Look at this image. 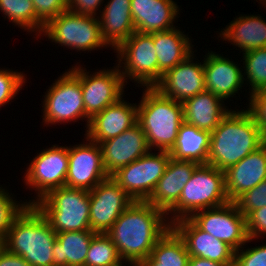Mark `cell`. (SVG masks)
Returning <instances> with one entry per match:
<instances>
[{
  "label": "cell",
  "instance_id": "ba28073f",
  "mask_svg": "<svg viewBox=\"0 0 266 266\" xmlns=\"http://www.w3.org/2000/svg\"><path fill=\"white\" fill-rule=\"evenodd\" d=\"M48 40H52L69 49L92 51L108 47L103 41L98 16L76 14L70 10L50 19L42 31Z\"/></svg>",
  "mask_w": 266,
  "mask_h": 266
},
{
  "label": "cell",
  "instance_id": "d4e9b609",
  "mask_svg": "<svg viewBox=\"0 0 266 266\" xmlns=\"http://www.w3.org/2000/svg\"><path fill=\"white\" fill-rule=\"evenodd\" d=\"M184 121L198 129L212 132L221 120L231 111L224 104L223 99L204 91L183 103Z\"/></svg>",
  "mask_w": 266,
  "mask_h": 266
},
{
  "label": "cell",
  "instance_id": "44dd1931",
  "mask_svg": "<svg viewBox=\"0 0 266 266\" xmlns=\"http://www.w3.org/2000/svg\"><path fill=\"white\" fill-rule=\"evenodd\" d=\"M226 193L234 202L244 192L266 180V142L224 171Z\"/></svg>",
  "mask_w": 266,
  "mask_h": 266
},
{
  "label": "cell",
  "instance_id": "ac0fdd59",
  "mask_svg": "<svg viewBox=\"0 0 266 266\" xmlns=\"http://www.w3.org/2000/svg\"><path fill=\"white\" fill-rule=\"evenodd\" d=\"M192 53L183 62L168 70L155 86L164 96L183 103L185 100L206 91L204 65L194 63Z\"/></svg>",
  "mask_w": 266,
  "mask_h": 266
},
{
  "label": "cell",
  "instance_id": "3957f363",
  "mask_svg": "<svg viewBox=\"0 0 266 266\" xmlns=\"http://www.w3.org/2000/svg\"><path fill=\"white\" fill-rule=\"evenodd\" d=\"M56 232L35 205H27L14 219L3 247L21 256L31 266H54Z\"/></svg>",
  "mask_w": 266,
  "mask_h": 266
},
{
  "label": "cell",
  "instance_id": "ffe728a7",
  "mask_svg": "<svg viewBox=\"0 0 266 266\" xmlns=\"http://www.w3.org/2000/svg\"><path fill=\"white\" fill-rule=\"evenodd\" d=\"M204 80L205 89L223 100L229 99L243 87V68L235 62L213 51L205 55Z\"/></svg>",
  "mask_w": 266,
  "mask_h": 266
},
{
  "label": "cell",
  "instance_id": "b9f144b4",
  "mask_svg": "<svg viewBox=\"0 0 266 266\" xmlns=\"http://www.w3.org/2000/svg\"><path fill=\"white\" fill-rule=\"evenodd\" d=\"M0 266H31L21 256L8 252L5 248L0 251Z\"/></svg>",
  "mask_w": 266,
  "mask_h": 266
},
{
  "label": "cell",
  "instance_id": "8d00e7d4",
  "mask_svg": "<svg viewBox=\"0 0 266 266\" xmlns=\"http://www.w3.org/2000/svg\"><path fill=\"white\" fill-rule=\"evenodd\" d=\"M36 16L46 24L68 10V0H32Z\"/></svg>",
  "mask_w": 266,
  "mask_h": 266
},
{
  "label": "cell",
  "instance_id": "4dcf8cb0",
  "mask_svg": "<svg viewBox=\"0 0 266 266\" xmlns=\"http://www.w3.org/2000/svg\"><path fill=\"white\" fill-rule=\"evenodd\" d=\"M0 11L8 20L27 32L42 34L44 23L36 16L32 0H0Z\"/></svg>",
  "mask_w": 266,
  "mask_h": 266
},
{
  "label": "cell",
  "instance_id": "4fadbf2b",
  "mask_svg": "<svg viewBox=\"0 0 266 266\" xmlns=\"http://www.w3.org/2000/svg\"><path fill=\"white\" fill-rule=\"evenodd\" d=\"M90 194V230L106 233L134 200L111 177L102 180Z\"/></svg>",
  "mask_w": 266,
  "mask_h": 266
},
{
  "label": "cell",
  "instance_id": "8fae6325",
  "mask_svg": "<svg viewBox=\"0 0 266 266\" xmlns=\"http://www.w3.org/2000/svg\"><path fill=\"white\" fill-rule=\"evenodd\" d=\"M25 172V184L38 194L29 200L28 205H34L49 191L65 186L68 171V146H56L43 149L29 163Z\"/></svg>",
  "mask_w": 266,
  "mask_h": 266
},
{
  "label": "cell",
  "instance_id": "e0dca14e",
  "mask_svg": "<svg viewBox=\"0 0 266 266\" xmlns=\"http://www.w3.org/2000/svg\"><path fill=\"white\" fill-rule=\"evenodd\" d=\"M183 239L190 257H199L223 264H234L235 250L227 243L201 230L190 218L171 224Z\"/></svg>",
  "mask_w": 266,
  "mask_h": 266
},
{
  "label": "cell",
  "instance_id": "7402d4cb",
  "mask_svg": "<svg viewBox=\"0 0 266 266\" xmlns=\"http://www.w3.org/2000/svg\"><path fill=\"white\" fill-rule=\"evenodd\" d=\"M179 6L173 0H131V15L136 32L152 34L174 26Z\"/></svg>",
  "mask_w": 266,
  "mask_h": 266
},
{
  "label": "cell",
  "instance_id": "74e56055",
  "mask_svg": "<svg viewBox=\"0 0 266 266\" xmlns=\"http://www.w3.org/2000/svg\"><path fill=\"white\" fill-rule=\"evenodd\" d=\"M249 95L250 102L247 110L254 117L263 139L266 141V90H260Z\"/></svg>",
  "mask_w": 266,
  "mask_h": 266
},
{
  "label": "cell",
  "instance_id": "cb8c5ba5",
  "mask_svg": "<svg viewBox=\"0 0 266 266\" xmlns=\"http://www.w3.org/2000/svg\"><path fill=\"white\" fill-rule=\"evenodd\" d=\"M99 12L102 39L115 51L136 31L131 15V0H108Z\"/></svg>",
  "mask_w": 266,
  "mask_h": 266
},
{
  "label": "cell",
  "instance_id": "5bb4252c",
  "mask_svg": "<svg viewBox=\"0 0 266 266\" xmlns=\"http://www.w3.org/2000/svg\"><path fill=\"white\" fill-rule=\"evenodd\" d=\"M125 81L118 65L89 74L81 67V89L86 115L91 119L107 106L118 102L124 93Z\"/></svg>",
  "mask_w": 266,
  "mask_h": 266
},
{
  "label": "cell",
  "instance_id": "52a82bcc",
  "mask_svg": "<svg viewBox=\"0 0 266 266\" xmlns=\"http://www.w3.org/2000/svg\"><path fill=\"white\" fill-rule=\"evenodd\" d=\"M51 84L43 101V122L47 125L84 119L86 130L90 118L85 113L81 89V66H73Z\"/></svg>",
  "mask_w": 266,
  "mask_h": 266
},
{
  "label": "cell",
  "instance_id": "8992f818",
  "mask_svg": "<svg viewBox=\"0 0 266 266\" xmlns=\"http://www.w3.org/2000/svg\"><path fill=\"white\" fill-rule=\"evenodd\" d=\"M34 205L56 233L91 231L88 190L63 186L49 191Z\"/></svg>",
  "mask_w": 266,
  "mask_h": 266
},
{
  "label": "cell",
  "instance_id": "83f0119b",
  "mask_svg": "<svg viewBox=\"0 0 266 266\" xmlns=\"http://www.w3.org/2000/svg\"><path fill=\"white\" fill-rule=\"evenodd\" d=\"M211 132L183 122L173 147L168 151L173 159L207 164Z\"/></svg>",
  "mask_w": 266,
  "mask_h": 266
},
{
  "label": "cell",
  "instance_id": "60d3db41",
  "mask_svg": "<svg viewBox=\"0 0 266 266\" xmlns=\"http://www.w3.org/2000/svg\"><path fill=\"white\" fill-rule=\"evenodd\" d=\"M103 0H68V10L81 15H98Z\"/></svg>",
  "mask_w": 266,
  "mask_h": 266
},
{
  "label": "cell",
  "instance_id": "f6af8a7d",
  "mask_svg": "<svg viewBox=\"0 0 266 266\" xmlns=\"http://www.w3.org/2000/svg\"><path fill=\"white\" fill-rule=\"evenodd\" d=\"M261 4L264 6L266 4V0H259ZM263 1V2H262ZM264 3V4H263Z\"/></svg>",
  "mask_w": 266,
  "mask_h": 266
},
{
  "label": "cell",
  "instance_id": "5b68a950",
  "mask_svg": "<svg viewBox=\"0 0 266 266\" xmlns=\"http://www.w3.org/2000/svg\"><path fill=\"white\" fill-rule=\"evenodd\" d=\"M228 202L224 171L209 164H199L185 184L179 201L166 213L167 220L172 224L190 218L195 212Z\"/></svg>",
  "mask_w": 266,
  "mask_h": 266
},
{
  "label": "cell",
  "instance_id": "7bdbcfd3",
  "mask_svg": "<svg viewBox=\"0 0 266 266\" xmlns=\"http://www.w3.org/2000/svg\"><path fill=\"white\" fill-rule=\"evenodd\" d=\"M188 266H234V264H223L211 261L209 259L190 257Z\"/></svg>",
  "mask_w": 266,
  "mask_h": 266
},
{
  "label": "cell",
  "instance_id": "4316f807",
  "mask_svg": "<svg viewBox=\"0 0 266 266\" xmlns=\"http://www.w3.org/2000/svg\"><path fill=\"white\" fill-rule=\"evenodd\" d=\"M223 30L218 37L237 46L244 53L266 47V20L260 15L244 14L236 17Z\"/></svg>",
  "mask_w": 266,
  "mask_h": 266
},
{
  "label": "cell",
  "instance_id": "e575fe53",
  "mask_svg": "<svg viewBox=\"0 0 266 266\" xmlns=\"http://www.w3.org/2000/svg\"><path fill=\"white\" fill-rule=\"evenodd\" d=\"M26 78L22 72L0 69V107L9 103L22 89Z\"/></svg>",
  "mask_w": 266,
  "mask_h": 266
},
{
  "label": "cell",
  "instance_id": "ee69618b",
  "mask_svg": "<svg viewBox=\"0 0 266 266\" xmlns=\"http://www.w3.org/2000/svg\"><path fill=\"white\" fill-rule=\"evenodd\" d=\"M3 240L0 238V251L3 249Z\"/></svg>",
  "mask_w": 266,
  "mask_h": 266
},
{
  "label": "cell",
  "instance_id": "603a6c76",
  "mask_svg": "<svg viewBox=\"0 0 266 266\" xmlns=\"http://www.w3.org/2000/svg\"><path fill=\"white\" fill-rule=\"evenodd\" d=\"M196 162L176 160L170 157L163 176L147 202L167 213L178 201L185 184L190 180Z\"/></svg>",
  "mask_w": 266,
  "mask_h": 266
},
{
  "label": "cell",
  "instance_id": "7c38bea8",
  "mask_svg": "<svg viewBox=\"0 0 266 266\" xmlns=\"http://www.w3.org/2000/svg\"><path fill=\"white\" fill-rule=\"evenodd\" d=\"M190 219L203 231L227 243L235 251L244 249L248 237L246 217L239 212L235 202L195 212Z\"/></svg>",
  "mask_w": 266,
  "mask_h": 266
},
{
  "label": "cell",
  "instance_id": "9a60e30c",
  "mask_svg": "<svg viewBox=\"0 0 266 266\" xmlns=\"http://www.w3.org/2000/svg\"><path fill=\"white\" fill-rule=\"evenodd\" d=\"M85 139L88 142L68 147L69 164L65 186L90 191L109 175L103 166L100 144L87 137Z\"/></svg>",
  "mask_w": 266,
  "mask_h": 266
},
{
  "label": "cell",
  "instance_id": "f1b7e54d",
  "mask_svg": "<svg viewBox=\"0 0 266 266\" xmlns=\"http://www.w3.org/2000/svg\"><path fill=\"white\" fill-rule=\"evenodd\" d=\"M94 231H68L56 233L53 244L54 266H85Z\"/></svg>",
  "mask_w": 266,
  "mask_h": 266
},
{
  "label": "cell",
  "instance_id": "d6a6232c",
  "mask_svg": "<svg viewBox=\"0 0 266 266\" xmlns=\"http://www.w3.org/2000/svg\"><path fill=\"white\" fill-rule=\"evenodd\" d=\"M243 79L250 84L251 93L266 90V47L243 53ZM245 65V66H244ZM246 76V78H244Z\"/></svg>",
  "mask_w": 266,
  "mask_h": 266
},
{
  "label": "cell",
  "instance_id": "1f68e13d",
  "mask_svg": "<svg viewBox=\"0 0 266 266\" xmlns=\"http://www.w3.org/2000/svg\"><path fill=\"white\" fill-rule=\"evenodd\" d=\"M124 263L117 247L106 233H96L92 237L85 266H125Z\"/></svg>",
  "mask_w": 266,
  "mask_h": 266
},
{
  "label": "cell",
  "instance_id": "836d02e7",
  "mask_svg": "<svg viewBox=\"0 0 266 266\" xmlns=\"http://www.w3.org/2000/svg\"><path fill=\"white\" fill-rule=\"evenodd\" d=\"M0 187V238L5 239L14 219L23 211L28 205L27 202H20L13 200L6 189Z\"/></svg>",
  "mask_w": 266,
  "mask_h": 266
},
{
  "label": "cell",
  "instance_id": "f546056e",
  "mask_svg": "<svg viewBox=\"0 0 266 266\" xmlns=\"http://www.w3.org/2000/svg\"><path fill=\"white\" fill-rule=\"evenodd\" d=\"M189 258L183 239L171 227L137 266H188Z\"/></svg>",
  "mask_w": 266,
  "mask_h": 266
},
{
  "label": "cell",
  "instance_id": "d590c367",
  "mask_svg": "<svg viewBox=\"0 0 266 266\" xmlns=\"http://www.w3.org/2000/svg\"><path fill=\"white\" fill-rule=\"evenodd\" d=\"M239 212L247 217L252 211L266 206V180L240 195L235 201Z\"/></svg>",
  "mask_w": 266,
  "mask_h": 266
},
{
  "label": "cell",
  "instance_id": "d6986e66",
  "mask_svg": "<svg viewBox=\"0 0 266 266\" xmlns=\"http://www.w3.org/2000/svg\"><path fill=\"white\" fill-rule=\"evenodd\" d=\"M138 121V106L123 98L95 114L89 122L85 136L100 144L126 131Z\"/></svg>",
  "mask_w": 266,
  "mask_h": 266
},
{
  "label": "cell",
  "instance_id": "f35d334b",
  "mask_svg": "<svg viewBox=\"0 0 266 266\" xmlns=\"http://www.w3.org/2000/svg\"><path fill=\"white\" fill-rule=\"evenodd\" d=\"M234 266H266V244L236 250Z\"/></svg>",
  "mask_w": 266,
  "mask_h": 266
},
{
  "label": "cell",
  "instance_id": "7a4b0ae2",
  "mask_svg": "<svg viewBox=\"0 0 266 266\" xmlns=\"http://www.w3.org/2000/svg\"><path fill=\"white\" fill-rule=\"evenodd\" d=\"M266 141L248 110H232L211 132L207 164L225 171Z\"/></svg>",
  "mask_w": 266,
  "mask_h": 266
},
{
  "label": "cell",
  "instance_id": "277c9868",
  "mask_svg": "<svg viewBox=\"0 0 266 266\" xmlns=\"http://www.w3.org/2000/svg\"><path fill=\"white\" fill-rule=\"evenodd\" d=\"M138 103V123L146 135L150 150L169 151L184 122L183 105L164 96L155 87H145ZM154 147V148H153Z\"/></svg>",
  "mask_w": 266,
  "mask_h": 266
},
{
  "label": "cell",
  "instance_id": "6da1fadb",
  "mask_svg": "<svg viewBox=\"0 0 266 266\" xmlns=\"http://www.w3.org/2000/svg\"><path fill=\"white\" fill-rule=\"evenodd\" d=\"M166 213L147 201H134L106 232L125 264L137 266L171 228Z\"/></svg>",
  "mask_w": 266,
  "mask_h": 266
},
{
  "label": "cell",
  "instance_id": "2e32d148",
  "mask_svg": "<svg viewBox=\"0 0 266 266\" xmlns=\"http://www.w3.org/2000/svg\"><path fill=\"white\" fill-rule=\"evenodd\" d=\"M103 166L109 176L150 151L146 135L140 124L135 125L100 143Z\"/></svg>",
  "mask_w": 266,
  "mask_h": 266
},
{
  "label": "cell",
  "instance_id": "9c48e42d",
  "mask_svg": "<svg viewBox=\"0 0 266 266\" xmlns=\"http://www.w3.org/2000/svg\"><path fill=\"white\" fill-rule=\"evenodd\" d=\"M115 51L119 59L117 65L126 84L127 79L134 80L144 88L155 87L158 84V60L153 33L135 31Z\"/></svg>",
  "mask_w": 266,
  "mask_h": 266
},
{
  "label": "cell",
  "instance_id": "484cf974",
  "mask_svg": "<svg viewBox=\"0 0 266 266\" xmlns=\"http://www.w3.org/2000/svg\"><path fill=\"white\" fill-rule=\"evenodd\" d=\"M190 41L188 35L176 27L153 33V43L158 60V83L168 70L194 53Z\"/></svg>",
  "mask_w": 266,
  "mask_h": 266
},
{
  "label": "cell",
  "instance_id": "30bf717a",
  "mask_svg": "<svg viewBox=\"0 0 266 266\" xmlns=\"http://www.w3.org/2000/svg\"><path fill=\"white\" fill-rule=\"evenodd\" d=\"M171 155L168 151L147 154L119 168L111 177L134 200L147 201L163 176Z\"/></svg>",
  "mask_w": 266,
  "mask_h": 266
},
{
  "label": "cell",
  "instance_id": "ab89813d",
  "mask_svg": "<svg viewBox=\"0 0 266 266\" xmlns=\"http://www.w3.org/2000/svg\"><path fill=\"white\" fill-rule=\"evenodd\" d=\"M248 237L251 241L266 235V206L252 211L246 217Z\"/></svg>",
  "mask_w": 266,
  "mask_h": 266
}]
</instances>
